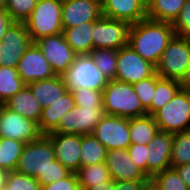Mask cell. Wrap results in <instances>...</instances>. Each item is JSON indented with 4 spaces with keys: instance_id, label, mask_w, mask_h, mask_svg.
I'll return each instance as SVG.
<instances>
[{
    "instance_id": "1",
    "label": "cell",
    "mask_w": 190,
    "mask_h": 190,
    "mask_svg": "<svg viewBox=\"0 0 190 190\" xmlns=\"http://www.w3.org/2000/svg\"><path fill=\"white\" fill-rule=\"evenodd\" d=\"M174 36L171 23L145 18L130 26L128 45L143 59L157 66Z\"/></svg>"
},
{
    "instance_id": "2",
    "label": "cell",
    "mask_w": 190,
    "mask_h": 190,
    "mask_svg": "<svg viewBox=\"0 0 190 190\" xmlns=\"http://www.w3.org/2000/svg\"><path fill=\"white\" fill-rule=\"evenodd\" d=\"M102 103L107 115L127 119L147 115V111L141 105L133 85L115 79L109 80L103 89Z\"/></svg>"
},
{
    "instance_id": "3",
    "label": "cell",
    "mask_w": 190,
    "mask_h": 190,
    "mask_svg": "<svg viewBox=\"0 0 190 190\" xmlns=\"http://www.w3.org/2000/svg\"><path fill=\"white\" fill-rule=\"evenodd\" d=\"M156 73L190 85V36H177L169 42L156 66Z\"/></svg>"
},
{
    "instance_id": "4",
    "label": "cell",
    "mask_w": 190,
    "mask_h": 190,
    "mask_svg": "<svg viewBox=\"0 0 190 190\" xmlns=\"http://www.w3.org/2000/svg\"><path fill=\"white\" fill-rule=\"evenodd\" d=\"M54 159L56 158L51 139L46 134H42L38 139L25 144L15 171L35 177L43 186L45 171Z\"/></svg>"
},
{
    "instance_id": "5",
    "label": "cell",
    "mask_w": 190,
    "mask_h": 190,
    "mask_svg": "<svg viewBox=\"0 0 190 190\" xmlns=\"http://www.w3.org/2000/svg\"><path fill=\"white\" fill-rule=\"evenodd\" d=\"M152 116L159 131L176 133L190 130V85H184Z\"/></svg>"
},
{
    "instance_id": "6",
    "label": "cell",
    "mask_w": 190,
    "mask_h": 190,
    "mask_svg": "<svg viewBox=\"0 0 190 190\" xmlns=\"http://www.w3.org/2000/svg\"><path fill=\"white\" fill-rule=\"evenodd\" d=\"M62 0H38L36 7L25 20L32 42L62 33Z\"/></svg>"
},
{
    "instance_id": "7",
    "label": "cell",
    "mask_w": 190,
    "mask_h": 190,
    "mask_svg": "<svg viewBox=\"0 0 190 190\" xmlns=\"http://www.w3.org/2000/svg\"><path fill=\"white\" fill-rule=\"evenodd\" d=\"M62 78L68 91L80 87L103 91L109 81L96 67L90 54L77 55Z\"/></svg>"
},
{
    "instance_id": "8",
    "label": "cell",
    "mask_w": 190,
    "mask_h": 190,
    "mask_svg": "<svg viewBox=\"0 0 190 190\" xmlns=\"http://www.w3.org/2000/svg\"><path fill=\"white\" fill-rule=\"evenodd\" d=\"M130 24L101 16L94 22L92 44L95 49L119 50L128 45Z\"/></svg>"
},
{
    "instance_id": "9",
    "label": "cell",
    "mask_w": 190,
    "mask_h": 190,
    "mask_svg": "<svg viewBox=\"0 0 190 190\" xmlns=\"http://www.w3.org/2000/svg\"><path fill=\"white\" fill-rule=\"evenodd\" d=\"M115 80L131 85L154 76L156 66L143 59L129 45L118 50Z\"/></svg>"
},
{
    "instance_id": "10",
    "label": "cell",
    "mask_w": 190,
    "mask_h": 190,
    "mask_svg": "<svg viewBox=\"0 0 190 190\" xmlns=\"http://www.w3.org/2000/svg\"><path fill=\"white\" fill-rule=\"evenodd\" d=\"M105 115L103 106L101 108L75 106L63 115L58 126L51 133L92 134L95 126Z\"/></svg>"
},
{
    "instance_id": "11",
    "label": "cell",
    "mask_w": 190,
    "mask_h": 190,
    "mask_svg": "<svg viewBox=\"0 0 190 190\" xmlns=\"http://www.w3.org/2000/svg\"><path fill=\"white\" fill-rule=\"evenodd\" d=\"M92 135L107 150L127 149L131 144L129 119L106 114L95 126Z\"/></svg>"
},
{
    "instance_id": "12",
    "label": "cell",
    "mask_w": 190,
    "mask_h": 190,
    "mask_svg": "<svg viewBox=\"0 0 190 190\" xmlns=\"http://www.w3.org/2000/svg\"><path fill=\"white\" fill-rule=\"evenodd\" d=\"M32 43L25 23L14 21L0 42V66L17 68L19 60Z\"/></svg>"
},
{
    "instance_id": "13",
    "label": "cell",
    "mask_w": 190,
    "mask_h": 190,
    "mask_svg": "<svg viewBox=\"0 0 190 190\" xmlns=\"http://www.w3.org/2000/svg\"><path fill=\"white\" fill-rule=\"evenodd\" d=\"M34 43L48 60L56 75L62 76L77 56L65 40L63 33L40 38Z\"/></svg>"
},
{
    "instance_id": "14",
    "label": "cell",
    "mask_w": 190,
    "mask_h": 190,
    "mask_svg": "<svg viewBox=\"0 0 190 190\" xmlns=\"http://www.w3.org/2000/svg\"><path fill=\"white\" fill-rule=\"evenodd\" d=\"M41 135L37 122L9 110L0 103V137L19 140L26 144Z\"/></svg>"
},
{
    "instance_id": "15",
    "label": "cell",
    "mask_w": 190,
    "mask_h": 190,
    "mask_svg": "<svg viewBox=\"0 0 190 190\" xmlns=\"http://www.w3.org/2000/svg\"><path fill=\"white\" fill-rule=\"evenodd\" d=\"M19 77L29 84L38 80L50 79L56 76L50 63L44 57L35 43H32L18 62Z\"/></svg>"
},
{
    "instance_id": "16",
    "label": "cell",
    "mask_w": 190,
    "mask_h": 190,
    "mask_svg": "<svg viewBox=\"0 0 190 190\" xmlns=\"http://www.w3.org/2000/svg\"><path fill=\"white\" fill-rule=\"evenodd\" d=\"M105 164L113 182L150 180L147 174L130 158L127 149L107 150Z\"/></svg>"
},
{
    "instance_id": "17",
    "label": "cell",
    "mask_w": 190,
    "mask_h": 190,
    "mask_svg": "<svg viewBox=\"0 0 190 190\" xmlns=\"http://www.w3.org/2000/svg\"><path fill=\"white\" fill-rule=\"evenodd\" d=\"M53 144L55 158L69 171L76 172L81 167V135L48 133Z\"/></svg>"
},
{
    "instance_id": "18",
    "label": "cell",
    "mask_w": 190,
    "mask_h": 190,
    "mask_svg": "<svg viewBox=\"0 0 190 190\" xmlns=\"http://www.w3.org/2000/svg\"><path fill=\"white\" fill-rule=\"evenodd\" d=\"M102 7L91 0H62V28H72L84 22L96 21Z\"/></svg>"
},
{
    "instance_id": "19",
    "label": "cell",
    "mask_w": 190,
    "mask_h": 190,
    "mask_svg": "<svg viewBox=\"0 0 190 190\" xmlns=\"http://www.w3.org/2000/svg\"><path fill=\"white\" fill-rule=\"evenodd\" d=\"M173 133L158 131L148 144L147 176L151 178L158 172L171 168Z\"/></svg>"
},
{
    "instance_id": "20",
    "label": "cell",
    "mask_w": 190,
    "mask_h": 190,
    "mask_svg": "<svg viewBox=\"0 0 190 190\" xmlns=\"http://www.w3.org/2000/svg\"><path fill=\"white\" fill-rule=\"evenodd\" d=\"M102 16L132 25L146 18V10L137 0H106Z\"/></svg>"
},
{
    "instance_id": "21",
    "label": "cell",
    "mask_w": 190,
    "mask_h": 190,
    "mask_svg": "<svg viewBox=\"0 0 190 190\" xmlns=\"http://www.w3.org/2000/svg\"><path fill=\"white\" fill-rule=\"evenodd\" d=\"M33 96L38 100L42 108L49 107L68 91L63 78L56 75L53 78L38 80L27 84Z\"/></svg>"
},
{
    "instance_id": "22",
    "label": "cell",
    "mask_w": 190,
    "mask_h": 190,
    "mask_svg": "<svg viewBox=\"0 0 190 190\" xmlns=\"http://www.w3.org/2000/svg\"><path fill=\"white\" fill-rule=\"evenodd\" d=\"M75 173L81 190H105L114 184L105 163L80 167Z\"/></svg>"
},
{
    "instance_id": "23",
    "label": "cell",
    "mask_w": 190,
    "mask_h": 190,
    "mask_svg": "<svg viewBox=\"0 0 190 190\" xmlns=\"http://www.w3.org/2000/svg\"><path fill=\"white\" fill-rule=\"evenodd\" d=\"M75 106L72 92L67 91L60 100L49 107L42 108V114L38 122L40 132L42 134L51 133L58 126L63 115L70 112Z\"/></svg>"
},
{
    "instance_id": "24",
    "label": "cell",
    "mask_w": 190,
    "mask_h": 190,
    "mask_svg": "<svg viewBox=\"0 0 190 190\" xmlns=\"http://www.w3.org/2000/svg\"><path fill=\"white\" fill-rule=\"evenodd\" d=\"M9 110L23 115L25 118L39 122L42 107L38 100L33 96L30 88L26 85L22 90L10 97L3 104Z\"/></svg>"
},
{
    "instance_id": "25",
    "label": "cell",
    "mask_w": 190,
    "mask_h": 190,
    "mask_svg": "<svg viewBox=\"0 0 190 190\" xmlns=\"http://www.w3.org/2000/svg\"><path fill=\"white\" fill-rule=\"evenodd\" d=\"M94 22H84L78 26L63 29L65 40L77 55L90 54L93 50L91 33Z\"/></svg>"
},
{
    "instance_id": "26",
    "label": "cell",
    "mask_w": 190,
    "mask_h": 190,
    "mask_svg": "<svg viewBox=\"0 0 190 190\" xmlns=\"http://www.w3.org/2000/svg\"><path fill=\"white\" fill-rule=\"evenodd\" d=\"M131 144L148 145L159 131L152 115L129 119Z\"/></svg>"
},
{
    "instance_id": "27",
    "label": "cell",
    "mask_w": 190,
    "mask_h": 190,
    "mask_svg": "<svg viewBox=\"0 0 190 190\" xmlns=\"http://www.w3.org/2000/svg\"><path fill=\"white\" fill-rule=\"evenodd\" d=\"M186 0H153L146 11V18L172 23Z\"/></svg>"
},
{
    "instance_id": "28",
    "label": "cell",
    "mask_w": 190,
    "mask_h": 190,
    "mask_svg": "<svg viewBox=\"0 0 190 190\" xmlns=\"http://www.w3.org/2000/svg\"><path fill=\"white\" fill-rule=\"evenodd\" d=\"M183 86L184 84L180 81L161 78L156 73V88L151 102V115L171 101Z\"/></svg>"
},
{
    "instance_id": "29",
    "label": "cell",
    "mask_w": 190,
    "mask_h": 190,
    "mask_svg": "<svg viewBox=\"0 0 190 190\" xmlns=\"http://www.w3.org/2000/svg\"><path fill=\"white\" fill-rule=\"evenodd\" d=\"M81 167L105 163L107 149L92 134L81 135Z\"/></svg>"
},
{
    "instance_id": "30",
    "label": "cell",
    "mask_w": 190,
    "mask_h": 190,
    "mask_svg": "<svg viewBox=\"0 0 190 190\" xmlns=\"http://www.w3.org/2000/svg\"><path fill=\"white\" fill-rule=\"evenodd\" d=\"M27 84L19 77L17 68L0 66V103L22 90Z\"/></svg>"
},
{
    "instance_id": "31",
    "label": "cell",
    "mask_w": 190,
    "mask_h": 190,
    "mask_svg": "<svg viewBox=\"0 0 190 190\" xmlns=\"http://www.w3.org/2000/svg\"><path fill=\"white\" fill-rule=\"evenodd\" d=\"M24 146L19 140L0 137V168L15 171Z\"/></svg>"
},
{
    "instance_id": "32",
    "label": "cell",
    "mask_w": 190,
    "mask_h": 190,
    "mask_svg": "<svg viewBox=\"0 0 190 190\" xmlns=\"http://www.w3.org/2000/svg\"><path fill=\"white\" fill-rule=\"evenodd\" d=\"M171 168L190 163V130L173 133Z\"/></svg>"
},
{
    "instance_id": "33",
    "label": "cell",
    "mask_w": 190,
    "mask_h": 190,
    "mask_svg": "<svg viewBox=\"0 0 190 190\" xmlns=\"http://www.w3.org/2000/svg\"><path fill=\"white\" fill-rule=\"evenodd\" d=\"M90 55L94 60L96 67L109 79L113 80L117 71L118 50L113 49H95Z\"/></svg>"
},
{
    "instance_id": "34",
    "label": "cell",
    "mask_w": 190,
    "mask_h": 190,
    "mask_svg": "<svg viewBox=\"0 0 190 190\" xmlns=\"http://www.w3.org/2000/svg\"><path fill=\"white\" fill-rule=\"evenodd\" d=\"M150 184L156 190H189L174 168L156 173L150 178Z\"/></svg>"
},
{
    "instance_id": "35",
    "label": "cell",
    "mask_w": 190,
    "mask_h": 190,
    "mask_svg": "<svg viewBox=\"0 0 190 190\" xmlns=\"http://www.w3.org/2000/svg\"><path fill=\"white\" fill-rule=\"evenodd\" d=\"M1 190H41V184L35 177L12 171L8 172Z\"/></svg>"
},
{
    "instance_id": "36",
    "label": "cell",
    "mask_w": 190,
    "mask_h": 190,
    "mask_svg": "<svg viewBox=\"0 0 190 190\" xmlns=\"http://www.w3.org/2000/svg\"><path fill=\"white\" fill-rule=\"evenodd\" d=\"M133 88L141 105L147 111V115H151V102L156 88V74L133 84Z\"/></svg>"
},
{
    "instance_id": "37",
    "label": "cell",
    "mask_w": 190,
    "mask_h": 190,
    "mask_svg": "<svg viewBox=\"0 0 190 190\" xmlns=\"http://www.w3.org/2000/svg\"><path fill=\"white\" fill-rule=\"evenodd\" d=\"M38 0H7L6 11L16 22H25L36 7Z\"/></svg>"
},
{
    "instance_id": "38",
    "label": "cell",
    "mask_w": 190,
    "mask_h": 190,
    "mask_svg": "<svg viewBox=\"0 0 190 190\" xmlns=\"http://www.w3.org/2000/svg\"><path fill=\"white\" fill-rule=\"evenodd\" d=\"M71 92L76 106L94 108H101L103 106L102 91L80 87Z\"/></svg>"
},
{
    "instance_id": "39",
    "label": "cell",
    "mask_w": 190,
    "mask_h": 190,
    "mask_svg": "<svg viewBox=\"0 0 190 190\" xmlns=\"http://www.w3.org/2000/svg\"><path fill=\"white\" fill-rule=\"evenodd\" d=\"M177 36H190V0H186L180 13L171 23Z\"/></svg>"
},
{
    "instance_id": "40",
    "label": "cell",
    "mask_w": 190,
    "mask_h": 190,
    "mask_svg": "<svg viewBox=\"0 0 190 190\" xmlns=\"http://www.w3.org/2000/svg\"><path fill=\"white\" fill-rule=\"evenodd\" d=\"M70 173L71 171L64 167L57 159H54L45 171V185L64 179Z\"/></svg>"
},
{
    "instance_id": "41",
    "label": "cell",
    "mask_w": 190,
    "mask_h": 190,
    "mask_svg": "<svg viewBox=\"0 0 190 190\" xmlns=\"http://www.w3.org/2000/svg\"><path fill=\"white\" fill-rule=\"evenodd\" d=\"M127 151L134 163L147 174L148 145L130 144Z\"/></svg>"
},
{
    "instance_id": "42",
    "label": "cell",
    "mask_w": 190,
    "mask_h": 190,
    "mask_svg": "<svg viewBox=\"0 0 190 190\" xmlns=\"http://www.w3.org/2000/svg\"><path fill=\"white\" fill-rule=\"evenodd\" d=\"M41 190H81L76 173L71 172L64 179L58 180L49 185L41 186Z\"/></svg>"
},
{
    "instance_id": "43",
    "label": "cell",
    "mask_w": 190,
    "mask_h": 190,
    "mask_svg": "<svg viewBox=\"0 0 190 190\" xmlns=\"http://www.w3.org/2000/svg\"><path fill=\"white\" fill-rule=\"evenodd\" d=\"M119 190H145L150 184V180L118 181L114 182Z\"/></svg>"
},
{
    "instance_id": "44",
    "label": "cell",
    "mask_w": 190,
    "mask_h": 190,
    "mask_svg": "<svg viewBox=\"0 0 190 190\" xmlns=\"http://www.w3.org/2000/svg\"><path fill=\"white\" fill-rule=\"evenodd\" d=\"M13 22L14 20L11 18L6 9L0 8V42L2 40V37L5 35L7 29Z\"/></svg>"
},
{
    "instance_id": "45",
    "label": "cell",
    "mask_w": 190,
    "mask_h": 190,
    "mask_svg": "<svg viewBox=\"0 0 190 190\" xmlns=\"http://www.w3.org/2000/svg\"><path fill=\"white\" fill-rule=\"evenodd\" d=\"M190 190V163L173 167Z\"/></svg>"
},
{
    "instance_id": "46",
    "label": "cell",
    "mask_w": 190,
    "mask_h": 190,
    "mask_svg": "<svg viewBox=\"0 0 190 190\" xmlns=\"http://www.w3.org/2000/svg\"><path fill=\"white\" fill-rule=\"evenodd\" d=\"M8 172L0 168V190L4 187Z\"/></svg>"
},
{
    "instance_id": "47",
    "label": "cell",
    "mask_w": 190,
    "mask_h": 190,
    "mask_svg": "<svg viewBox=\"0 0 190 190\" xmlns=\"http://www.w3.org/2000/svg\"><path fill=\"white\" fill-rule=\"evenodd\" d=\"M140 5L147 11L153 0H137Z\"/></svg>"
},
{
    "instance_id": "48",
    "label": "cell",
    "mask_w": 190,
    "mask_h": 190,
    "mask_svg": "<svg viewBox=\"0 0 190 190\" xmlns=\"http://www.w3.org/2000/svg\"><path fill=\"white\" fill-rule=\"evenodd\" d=\"M6 4H7V0H0V8L1 9H5Z\"/></svg>"
},
{
    "instance_id": "49",
    "label": "cell",
    "mask_w": 190,
    "mask_h": 190,
    "mask_svg": "<svg viewBox=\"0 0 190 190\" xmlns=\"http://www.w3.org/2000/svg\"><path fill=\"white\" fill-rule=\"evenodd\" d=\"M96 2L98 5H100L101 7L105 4L106 0H91Z\"/></svg>"
},
{
    "instance_id": "50",
    "label": "cell",
    "mask_w": 190,
    "mask_h": 190,
    "mask_svg": "<svg viewBox=\"0 0 190 190\" xmlns=\"http://www.w3.org/2000/svg\"><path fill=\"white\" fill-rule=\"evenodd\" d=\"M105 190H119L115 184H113L110 188L105 189Z\"/></svg>"
},
{
    "instance_id": "51",
    "label": "cell",
    "mask_w": 190,
    "mask_h": 190,
    "mask_svg": "<svg viewBox=\"0 0 190 190\" xmlns=\"http://www.w3.org/2000/svg\"><path fill=\"white\" fill-rule=\"evenodd\" d=\"M145 190H156V189L151 184H149Z\"/></svg>"
}]
</instances>
